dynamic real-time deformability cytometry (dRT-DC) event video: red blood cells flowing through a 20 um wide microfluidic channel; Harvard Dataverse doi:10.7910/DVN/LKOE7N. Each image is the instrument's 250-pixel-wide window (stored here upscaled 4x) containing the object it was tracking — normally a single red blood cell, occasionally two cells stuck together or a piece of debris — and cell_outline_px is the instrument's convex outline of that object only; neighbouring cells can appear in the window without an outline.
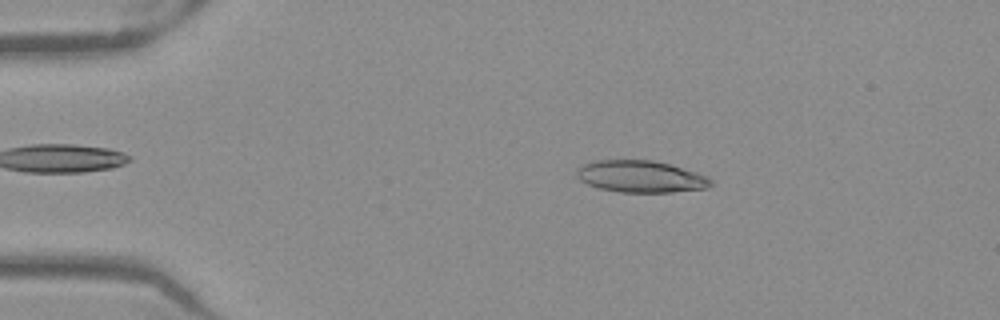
{"species": "Egyptian fruit bat (a non-hibernating species)", "species_latin": "Rousettus aegyptiacus", "temperature_condition": "warm", "stored_images_in_passage": 50, "camera_frame_rate_fps": 3000, "um_per_image_px": 0.085, "frame": {"image": 1, "passage_image": 9, "time_ms": 2.667, "image_size_px": [1000, 320], "cell_outline_px": [[712, 184], [708, 188], [672, 192], [620, 192], [596, 188], [580, 180], [576, 176], [576, 172], [584, 164], [596, 160], [652, 160], [668, 164], [696, 172], [708, 176], [712, 180]], "centroid_in_image_um": [54.47, 15.01], "position_along_channel_um": 30.5, "area_um2": 24.85}}
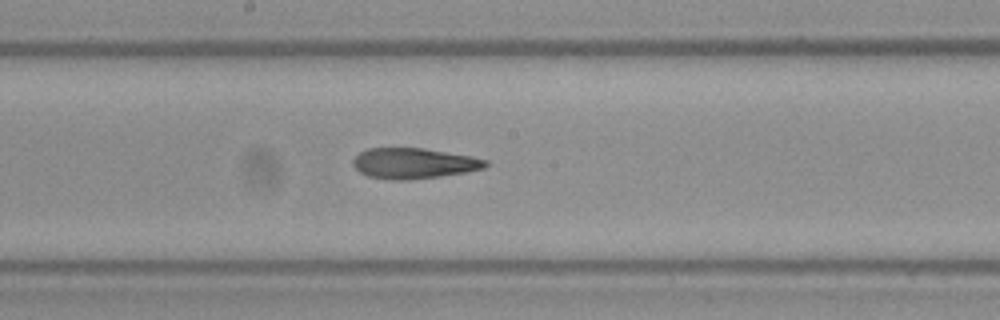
{"frame": {"image": 2, "passage_image": 27, "time_ms": 8.667, "image_size_px": [1000, 320], "cell_outline_px": [[488, 164], [484, 168], [464, 172], [440, 176], [408, 180], [392, 180], [368, 176], [360, 172], [352, 164], [352, 160], [360, 152], [368, 148], [424, 148], [472, 156], [488, 160]], "centroid_in_image_um": [35.16, 13.88], "position_along_channel_um": 213.0, "area_um2": 23.58}}
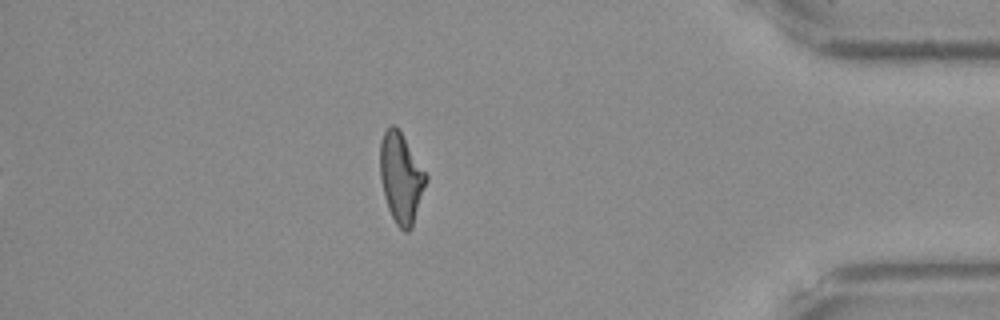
{"frame": {"image": 3, "passage_image": 44, "time_ms": 14.333, "image_size_px": [1000, 320], "cell_outline_px": [[428, 180], [412, 228], [408, 232], [404, 232], [396, 224], [388, 208], [384, 196], [380, 176], [380, 140], [384, 132], [392, 124], [396, 124], [400, 128], [428, 176]], "centroid_in_image_um": [34.1, 15.09], "position_along_channel_um": 401.1, "area_um2": 24.51}, "authors_computed_cell_mechanics": {"area_um2": 24.3916, "velocity_mm_per_s": 3.9926, "shape_relaxation_time_tau1_ms": null, "shape_relaxation_time_tau2_ms": 4.1941, "deformation_change_tau1": null, "deformation_change_tau2": 0.1504}}